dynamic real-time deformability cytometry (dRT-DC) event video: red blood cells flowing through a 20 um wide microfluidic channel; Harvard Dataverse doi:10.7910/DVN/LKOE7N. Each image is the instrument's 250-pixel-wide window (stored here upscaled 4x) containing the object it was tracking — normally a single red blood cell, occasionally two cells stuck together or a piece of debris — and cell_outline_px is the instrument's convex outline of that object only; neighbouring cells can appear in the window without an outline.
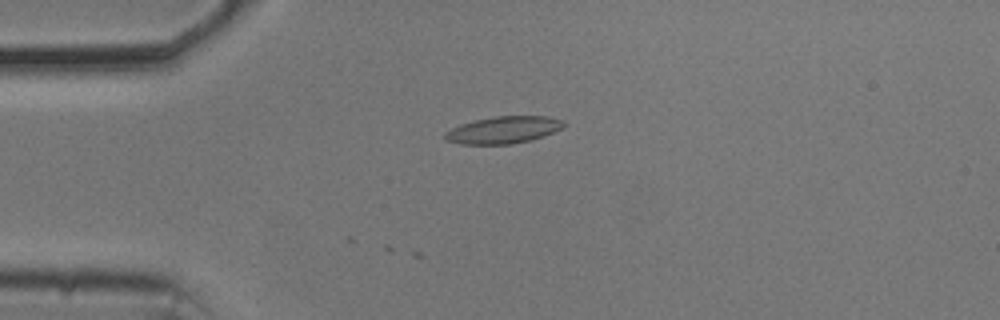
{"species": "common noctule bat (a hibernating species)", "species_latin": "Nyctalus noctula", "temperature_condition": "cold", "stored_images_in_passage": 4, "camera_frame_rate_fps": 3000, "um_per_image_px": 0.085, "animal": {"sex": "male", "body_mass_g": 20.5, "forearm_length_mm": 52.5}, "frame": {"image": 1, "passage_image": 4, "time_ms": 1.0, "image_size_px": [1000, 320], "cell_outline_px": [[564, 124], [560, 128], [544, 136], [532, 140], [512, 144], [460, 144], [444, 140], [444, 132], [460, 124], [476, 120], [496, 116], [548, 116], [564, 120]], "centroid_in_image_um": [42.76, 11.05], "position_along_channel_um": 42.2, "area_um2": 18.73}}